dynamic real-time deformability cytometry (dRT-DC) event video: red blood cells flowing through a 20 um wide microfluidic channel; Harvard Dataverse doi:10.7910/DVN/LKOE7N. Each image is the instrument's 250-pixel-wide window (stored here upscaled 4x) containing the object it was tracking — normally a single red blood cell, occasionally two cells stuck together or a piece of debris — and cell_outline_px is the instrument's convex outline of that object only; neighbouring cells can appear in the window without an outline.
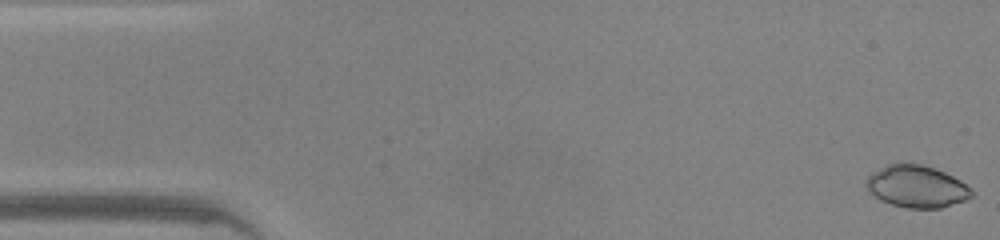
{"species": "common noctule bat (a hibernating species)", "species_latin": "Nyctalus noctula", "temperature_condition": "warm", "stored_images_in_passage": 47, "camera_frame_rate_fps": 3000, "um_per_image_px": 0.085, "animal": {"sex": "male", "body_mass_g": 20.0, "forearm_length_mm": 53.3}, "frame": {"image": 1, "passage_image": 1, "time_ms": 0.0, "image_size_px": [1000, 240], "cell_outline_px": [[972, 196], [964, 200], [940, 208], [908, 208], [892, 204], [880, 200], [864, 184], [868, 176], [872, 172], [888, 164], [920, 164], [944, 172], [960, 180], [972, 188]], "centroid_in_image_um": [77.92, 15.86], "position_along_channel_um": 7.1, "area_um2": 25.43}}
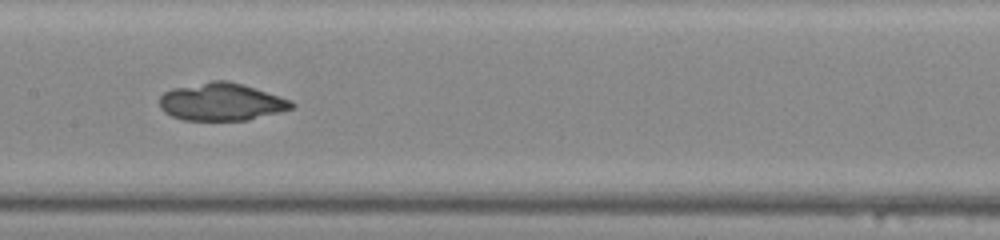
{"frame": {"image": 2, "passage_image": 23, "time_ms": 7.333, "image_size_px": [1000, 240], "cell_outline_px": [[296, 104], [292, 108], [280, 112], [248, 120], [184, 120], [172, 116], [164, 112], [160, 108], [160, 96], [164, 92], [172, 88], [212, 80], [228, 80], [244, 84], [292, 100]], "centroid_in_image_um": [18.83, 8.65], "position_along_channel_um": 188.6, "area_um2": 29.13}}
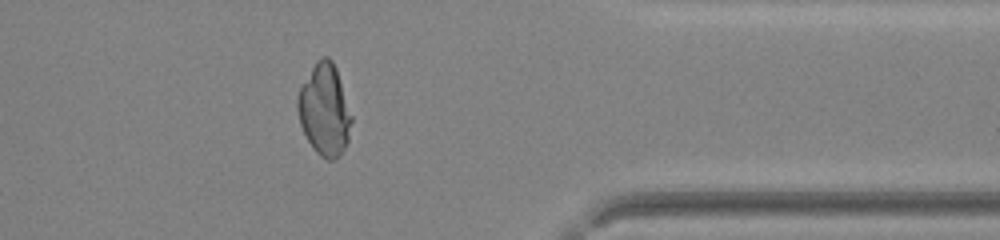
{"frame": {"image": 3, "passage_image": 38, "time_ms": 12.333, "image_size_px": [1000, 240], "cell_outline_px": [[352, 120], [348, 140], [344, 148], [332, 160], [328, 160], [320, 156], [316, 152], [308, 140], [300, 124], [296, 108], [296, 100], [300, 88], [316, 60], [324, 56], [328, 56], [332, 60], [336, 68], [352, 116]], "centroid_in_image_um": [27.57, 9.32], "position_along_channel_um": 383.8, "area_um2": 28.5}, "authors_computed_cell_mechanics": {"area_um2": 28.322, "velocity_mm_per_s": 4.2662, "shape_relaxation_time_tau1_ms": 9.308, "shape_relaxation_time_tau2_ms": 0.966, "deformation_change_tau1": 0.3794, "deformation_change_tau2": 0.0181}}